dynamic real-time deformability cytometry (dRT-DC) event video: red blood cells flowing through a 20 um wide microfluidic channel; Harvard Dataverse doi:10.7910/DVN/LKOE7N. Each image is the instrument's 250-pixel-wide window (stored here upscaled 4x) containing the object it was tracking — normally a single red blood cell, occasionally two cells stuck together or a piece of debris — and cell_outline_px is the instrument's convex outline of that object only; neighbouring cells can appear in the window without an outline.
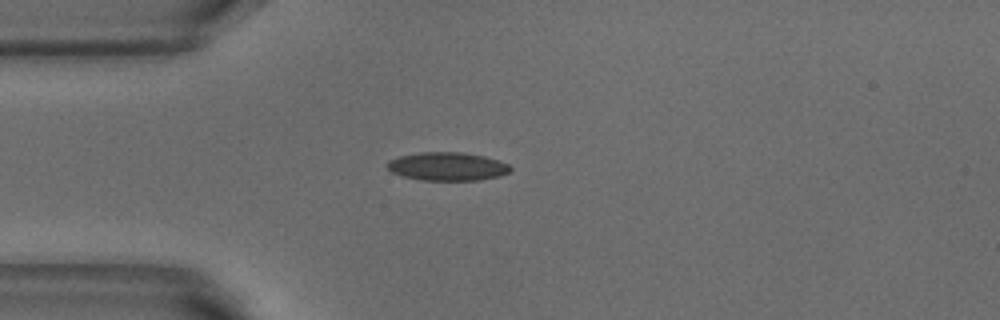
{"species": "common noctule bat (a hibernating species)", "species_latin": "Nyctalus noctula", "temperature_condition": "warm", "stored_images_in_passage": 1, "camera_frame_rate_fps": 3000, "um_per_image_px": 0.085, "animal": {"sex": "male", "body_mass_g": 18.8}, "frame": {"image": 1, "passage_image": 1, "time_ms": 0.0, "image_size_px": [1000, 320], "cell_outline_px": [[512, 168], [508, 172], [500, 176], [480, 180], [420, 180], [400, 176], [392, 172], [388, 168], [388, 160], [400, 156], [420, 152], [460, 152], [484, 156], [508, 164]], "centroid_in_image_um": [38.01, 14.15], "position_along_channel_um": 47.0, "area_um2": 20.29}}